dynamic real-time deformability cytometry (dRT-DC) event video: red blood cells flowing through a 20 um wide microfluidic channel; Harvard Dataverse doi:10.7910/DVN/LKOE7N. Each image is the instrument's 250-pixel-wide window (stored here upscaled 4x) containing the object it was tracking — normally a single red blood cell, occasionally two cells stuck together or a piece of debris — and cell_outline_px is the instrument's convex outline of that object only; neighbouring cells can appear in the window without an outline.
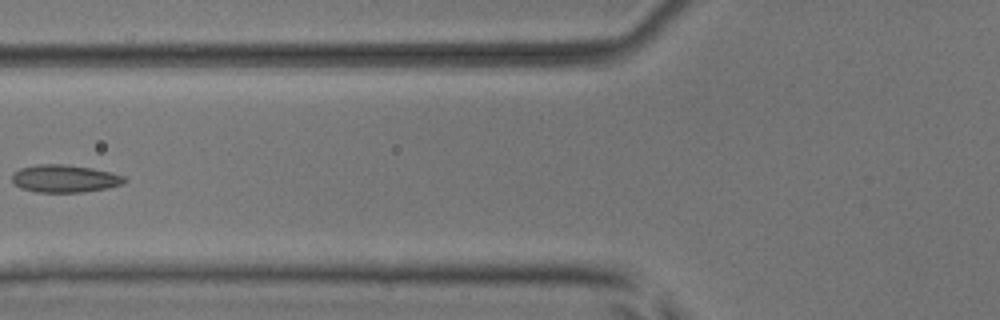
{"species": "common noctule bat (a hibernating species)", "species_latin": "Nyctalus noctula", "temperature_condition": "room temperature", "stored_images_in_passage": 5, "camera_frame_rate_fps": 3000, "um_per_image_px": 0.085, "animal": {"sex": "male", "body_mass_g": 17.9, "forearm_length_mm": 54.2}, "frame": {"image": 1, "passage_image": 4, "time_ms": 3.333, "image_size_px": [1000, 320], "cell_outline_px": [[128, 180], [124, 184], [108, 188], [80, 192], [36, 192], [20, 188], [12, 180], [12, 172], [20, 168], [36, 164], [64, 164], [92, 168], [124, 176]], "centroid_in_image_um": [5.49, 15.18], "position_along_channel_um": 120.3, "area_um2": 18.15}}
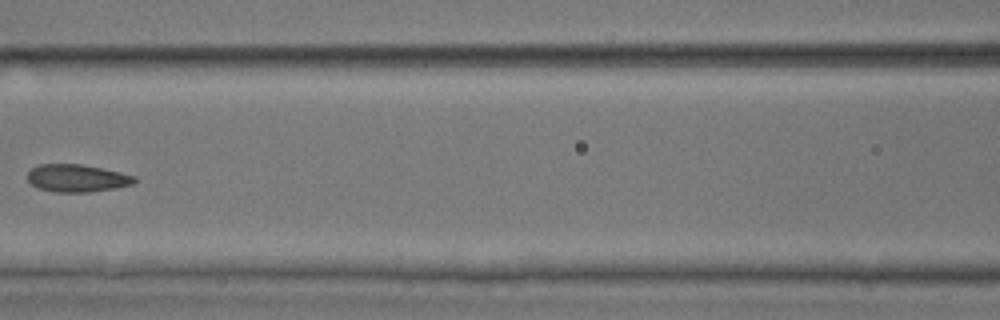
{"frame": {"image": 2, "passage_image": 5, "time_ms": 4.333, "image_size_px": [1000, 320], "cell_outline_px": [[136, 180], [132, 184], [116, 188], [88, 192], [52, 192], [36, 188], [28, 180], [28, 172], [32, 168], [40, 164], [80, 164], [120, 172], [136, 176]], "centroid_in_image_um": [6.53, 15.15], "position_along_channel_um": 160.1, "area_um2": 17.17}}